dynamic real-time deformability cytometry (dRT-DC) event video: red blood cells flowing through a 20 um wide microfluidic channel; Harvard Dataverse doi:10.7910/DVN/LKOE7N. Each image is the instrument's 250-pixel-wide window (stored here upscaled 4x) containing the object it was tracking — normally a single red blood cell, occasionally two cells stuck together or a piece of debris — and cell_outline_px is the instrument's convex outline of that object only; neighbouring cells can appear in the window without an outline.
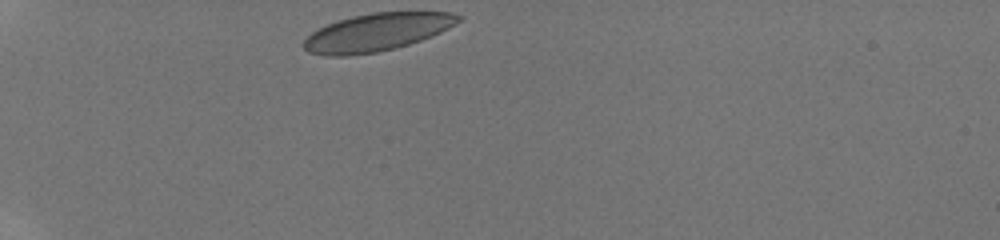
{"species": "human", "species_latin": "Homo sapiens", "temperature_condition": "room temperature", "stored_images_in_passage": 6, "camera_frame_rate_fps": 3000, "um_per_image_px": 0.085, "donor": {"sex": "male"}, "frame": {"image": 1, "passage_image": 1, "time_ms": 0.0, "image_size_px": [1000, 240], "cell_outline_px": [[464, 20], [432, 36], [396, 48], [376, 52], [348, 56], [324, 56], [308, 52], [300, 44], [312, 32], [328, 24], [352, 16], [372, 12], [452, 12], [464, 16]], "centroid_in_image_um": [32.06, 2.74], "position_along_channel_um": 52.9, "area_um2": 34.1}}
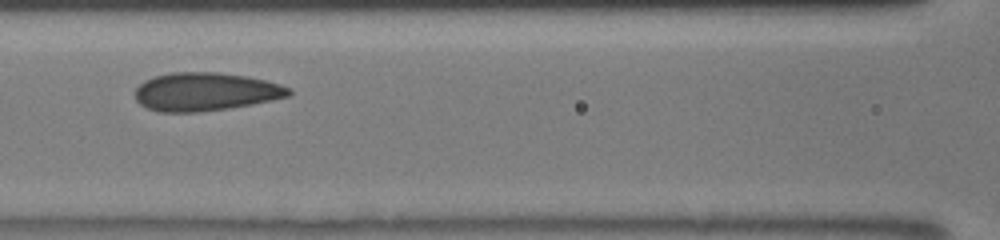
{"frame": {"image": 2, "passage_image": 5, "time_ms": 3.333, "image_size_px": [1000, 240], "cell_outline_px": [[292, 96], [272, 100], [228, 108], [196, 112], [160, 112], [148, 108], [140, 104], [136, 100], [136, 88], [144, 80], [152, 76], [172, 72], [220, 72], [248, 76], [280, 84], [292, 88]], "centroid_in_image_um": [17.48, 7.78], "position_along_channel_um": 149.1, "area_um2": 34.45}}
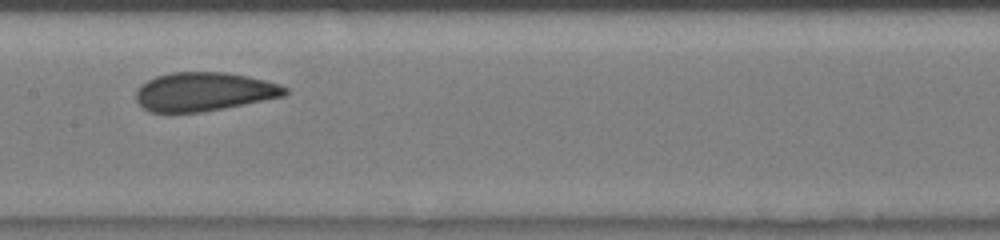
{"frame": {"image": 3, "passage_image": 6, "time_ms": 4.333, "image_size_px": [1000, 240], "cell_outline_px": [[288, 92], [284, 96], [224, 108], [200, 112], [148, 112], [136, 100], [136, 88], [140, 84], [156, 76], [172, 72], [224, 72], [248, 76], [280, 84], [288, 88]], "centroid_in_image_um": [17.32, 7.79], "position_along_channel_um": 190.1, "area_um2": 33.64}}